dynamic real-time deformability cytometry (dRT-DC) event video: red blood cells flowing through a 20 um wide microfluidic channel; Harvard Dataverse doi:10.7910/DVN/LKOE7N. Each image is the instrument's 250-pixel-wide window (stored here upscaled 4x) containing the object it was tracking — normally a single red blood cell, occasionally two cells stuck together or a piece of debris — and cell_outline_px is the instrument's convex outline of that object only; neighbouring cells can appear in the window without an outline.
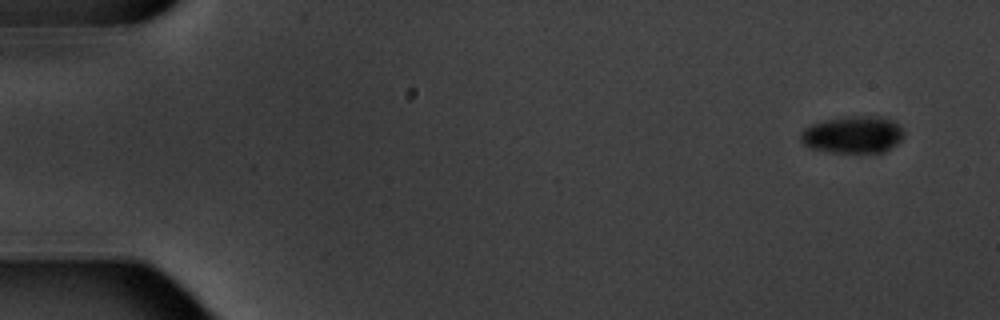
{"species": "common noctule bat (a hibernating species)", "species_latin": "Nyctalus noctula", "temperature_condition": "warm", "stored_images_in_passage": 6, "camera_frame_rate_fps": 3000, "um_per_image_px": 0.085, "animal": {"sex": "male", "body_mass_g": 20.1, "forearm_length_mm": 53.5}, "frame": {"image": 1, "passage_image": 1, "time_ms": 0.0, "image_size_px": [1000, 320], "cell_outline_px": [[904, 136], [896, 144], [884, 152], [828, 152], [808, 148], [800, 140], [800, 132], [804, 128], [812, 124], [828, 120], [856, 116], [876, 116], [892, 120], [900, 124], [904, 132]], "centroid_in_image_um": [72.49, 11.46], "position_along_channel_um": 12.5, "area_um2": 22.25}}
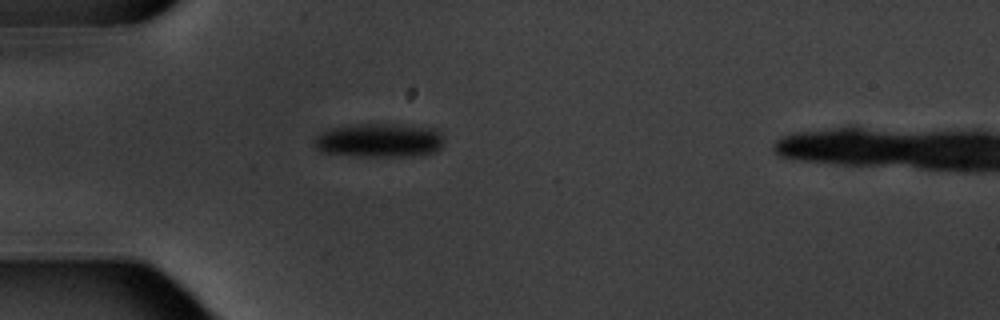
{"frame": {"image": 2, "passage_image": 5, "time_ms": 4.667, "image_size_px": [1000, 320], "cell_outline_px": [[444, 140], [440, 148], [436, 152], [424, 156], [360, 156], [324, 152], [316, 148], [312, 140], [316, 136], [332, 128], [360, 124], [396, 124], [440, 128], [444, 136]], "centroid_in_image_um": [32.36, 11.93], "position_along_channel_um": 52.6, "area_um2": 26.01}}